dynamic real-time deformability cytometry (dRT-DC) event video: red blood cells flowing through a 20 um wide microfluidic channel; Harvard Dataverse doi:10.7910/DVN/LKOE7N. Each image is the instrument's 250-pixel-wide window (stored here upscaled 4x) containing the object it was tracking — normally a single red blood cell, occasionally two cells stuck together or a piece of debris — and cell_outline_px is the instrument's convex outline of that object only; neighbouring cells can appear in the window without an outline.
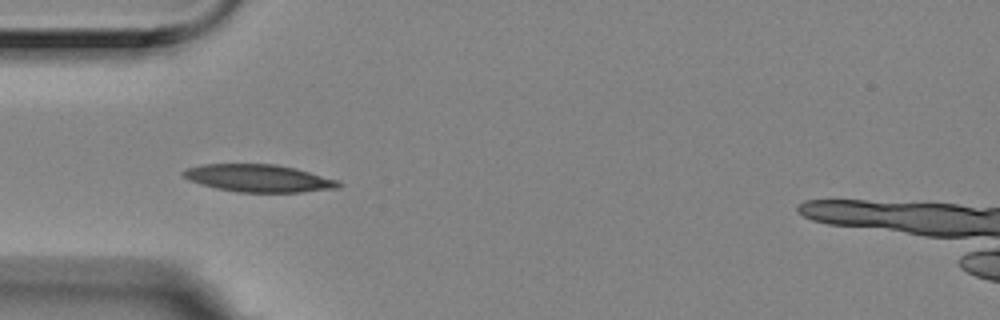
{"species": "Egyptian fruit bat (a non-hibernating species)", "species_latin": "Rousettus aegyptiacus", "temperature_condition": "room temperature", "stored_images_in_passage": 5, "camera_frame_rate_fps": 3000, "um_per_image_px": 0.085, "animal": {"sex": "female"}, "frame": {"image": 1, "passage_image": 4, "time_ms": 1.0, "image_size_px": [1000, 320], "cell_outline_px": [[344, 184], [340, 188], [300, 192], [236, 192], [216, 188], [200, 184], [188, 180], [180, 176], [180, 172], [184, 168], [200, 164], [276, 164], [296, 168], [340, 180]], "centroid_in_image_um": [21.97, 15.14], "position_along_channel_um": 63.0, "area_um2": 25.37}}
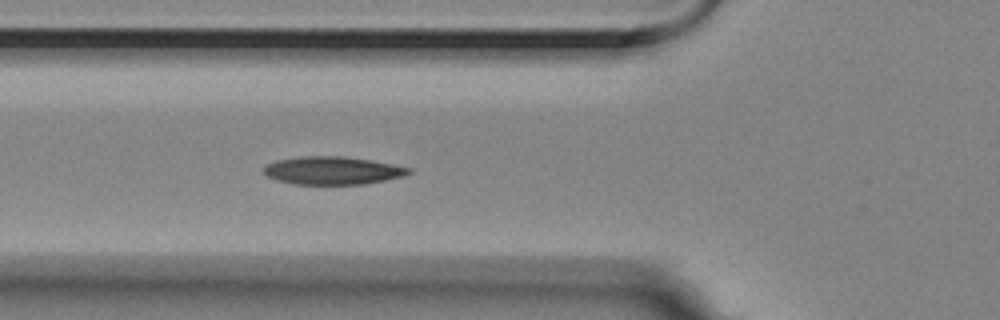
{"frame": {"image": 2, "passage_image": 5, "time_ms": 1.333, "image_size_px": [1000, 320], "cell_outline_px": [[412, 172], [404, 176], [364, 184], [296, 184], [276, 180], [264, 176], [264, 168], [268, 164], [276, 160], [300, 156], [340, 156], [368, 160], [392, 164], [412, 168]], "centroid_in_image_um": [28.25, 14.5], "position_along_channel_um": 97.6, "area_um2": 23.52}}